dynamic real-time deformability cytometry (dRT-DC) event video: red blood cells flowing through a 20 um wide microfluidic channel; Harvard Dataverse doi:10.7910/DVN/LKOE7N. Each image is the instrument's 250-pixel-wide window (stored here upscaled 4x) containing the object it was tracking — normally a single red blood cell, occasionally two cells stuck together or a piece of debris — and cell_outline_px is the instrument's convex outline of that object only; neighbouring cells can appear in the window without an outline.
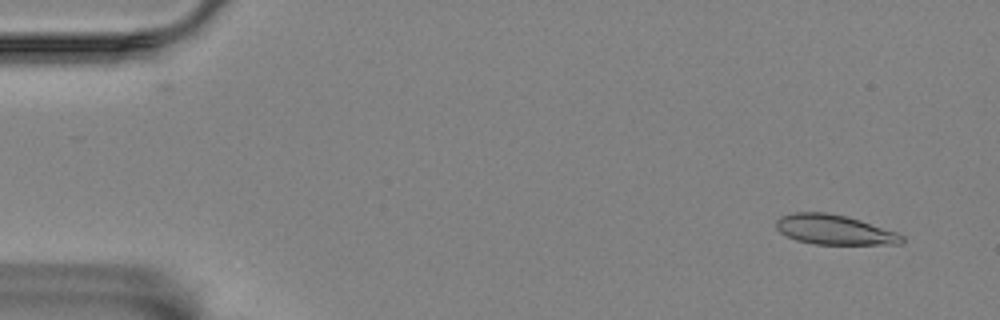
{"species": "Egyptian fruit bat (a non-hibernating species)", "species_latin": "Rousettus aegyptiacus", "temperature_condition": "room temperature", "stored_images_in_passage": 55, "camera_frame_rate_fps": 3000, "um_per_image_px": 0.085, "animal": {"sex": "female"}, "frame": {"image": 1, "passage_image": 2, "time_ms": 0.333, "image_size_px": [1000, 320], "cell_outline_px": [[904, 244], [816, 244], [796, 240], [780, 232], [776, 228], [776, 220], [780, 216], [792, 212], [828, 212], [860, 220], [896, 232], [904, 236]], "centroid_in_image_um": [70.9, 19.52], "position_along_channel_um": 14.1, "area_um2": 21.79}}
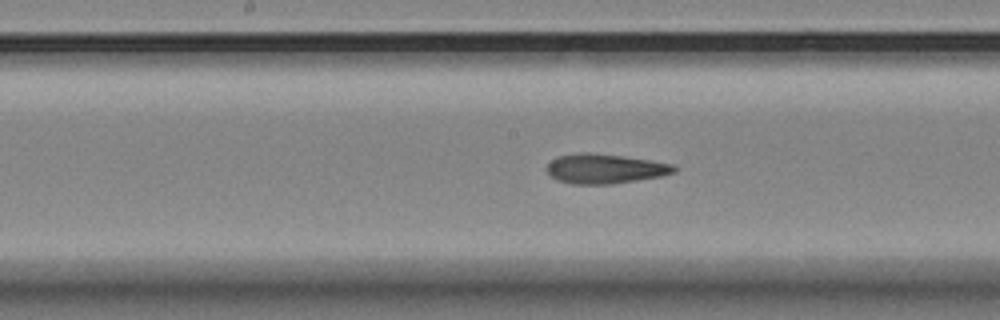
{"frame": {"image": 2, "passage_image": 27, "time_ms": 8.667, "image_size_px": [1000, 320], "cell_outline_px": [[676, 172], [660, 176], [612, 184], [572, 184], [556, 180], [544, 168], [556, 156], [580, 152], [588, 152], [620, 156], [648, 160], [672, 164], [676, 168]], "centroid_in_image_um": [51.36, 14.34], "position_along_channel_um": 196.8, "area_um2": 21.85}}
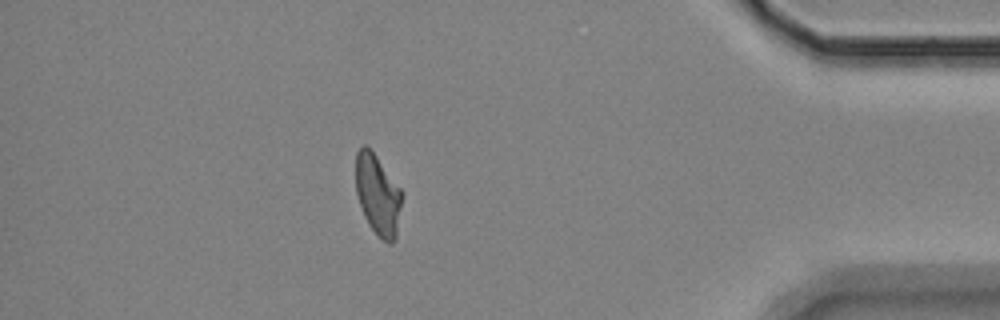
{"frame": {"image": 3, "passage_image": 48, "time_ms": 15.667, "image_size_px": [1000, 320], "cell_outline_px": [[404, 196], [396, 240], [392, 244], [388, 244], [368, 224], [364, 216], [356, 192], [356, 152], [364, 144], [368, 144], [404, 192]], "centroid_in_image_um": [32.15, 16.54], "position_along_channel_um": 403.0, "area_um2": 22.2}, "authors_computed_cell_mechanics": {"area_um2": 21.964, "velocity_mm_per_s": 3.52, "shape_relaxation_time_tau1_ms": null, "shape_relaxation_time_tau2_ms": 4.0136, "deformation_change_tau1": null, "deformation_change_tau2": 0.1065}}